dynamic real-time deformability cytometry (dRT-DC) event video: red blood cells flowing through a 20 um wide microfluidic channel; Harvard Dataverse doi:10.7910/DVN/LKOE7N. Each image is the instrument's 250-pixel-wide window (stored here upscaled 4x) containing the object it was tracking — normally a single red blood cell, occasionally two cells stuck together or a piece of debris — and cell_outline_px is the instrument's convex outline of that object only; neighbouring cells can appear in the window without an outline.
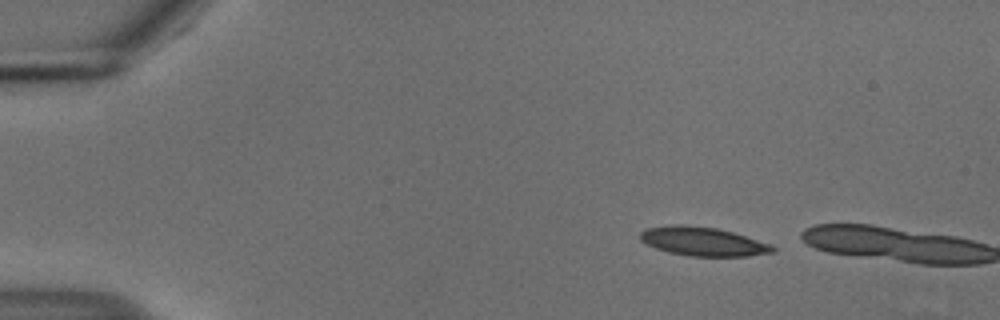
{"species": "common noctule bat (a hibernating species)", "species_latin": "Nyctalus noctula", "temperature_condition": "cold", "stored_images_in_passage": 3, "camera_frame_rate_fps": 3000, "um_per_image_px": 0.085, "animal": {"sex": "male", "body_mass_g": 18.8}, "frame": {"image": 1, "passage_image": 1, "time_ms": 0.0, "image_size_px": [1000, 320], "cell_outline_px": [[776, 252], [748, 256], [688, 256], [668, 252], [656, 248], [640, 240], [640, 232], [644, 228], [672, 224], [680, 224], [716, 228], [732, 232], [772, 244], [776, 248]], "centroid_in_image_um": [59.75, 20.52], "position_along_channel_um": 25.2, "area_um2": 22.37}}